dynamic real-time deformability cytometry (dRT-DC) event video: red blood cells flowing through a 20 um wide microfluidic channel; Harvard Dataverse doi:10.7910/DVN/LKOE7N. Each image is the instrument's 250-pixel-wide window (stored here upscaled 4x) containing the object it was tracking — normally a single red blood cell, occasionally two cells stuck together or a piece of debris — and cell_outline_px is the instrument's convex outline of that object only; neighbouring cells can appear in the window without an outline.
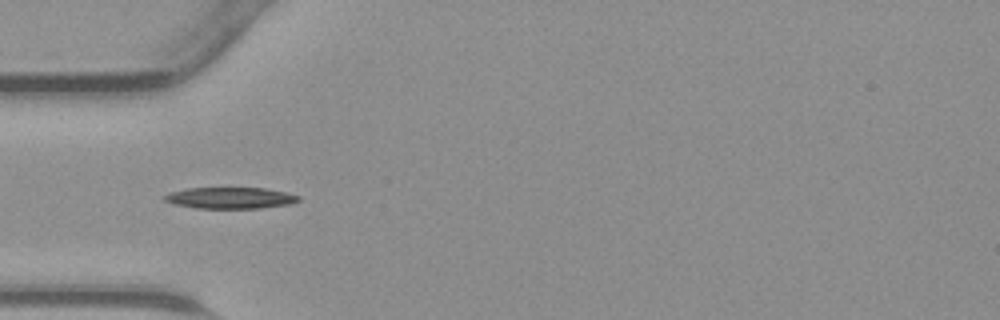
{"species": "common noctule bat (a hibernating species)", "species_latin": "Nyctalus noctula", "temperature_condition": "warm", "stored_images_in_passage": 33, "camera_frame_rate_fps": 3000, "um_per_image_px": 0.085, "animal": {"sex": "male", "body_mass_g": 23.1, "forearm_length_mm": 52.7}, "frame": {"image": 1, "passage_image": 2, "time_ms": 0.333, "image_size_px": [1000, 320], "cell_outline_px": [[300, 200], [292, 204], [260, 208], [196, 208], [176, 204], [164, 200], [164, 196], [168, 192], [188, 188], [264, 188], [284, 192], [300, 196]], "centroid_in_image_um": [19.59, 16.82], "position_along_channel_um": 65.4, "area_um2": 16.59}}
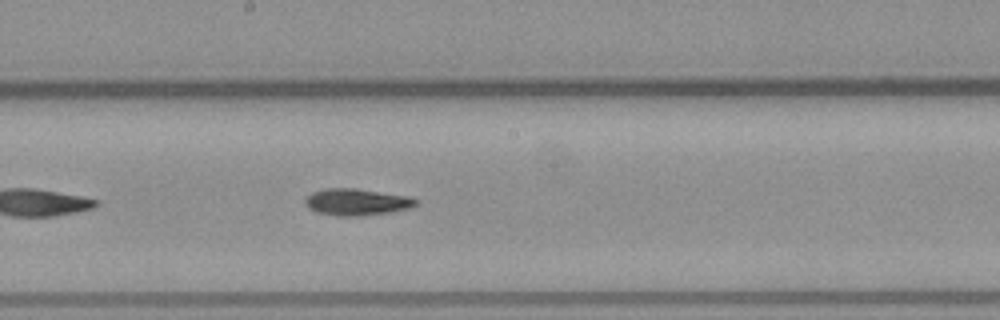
{"frame": {"image": 2, "passage_image": 12, "time_ms": 3.667, "image_size_px": [1000, 320], "cell_outline_px": [[420, 200], [412, 208], [392, 212], [356, 216], [340, 216], [316, 212], [308, 208], [304, 200], [312, 192], [324, 188], [352, 188], [408, 196]], "centroid_in_image_um": [30.33, 17.17], "position_along_channel_um": 217.9, "area_um2": 17.22}}
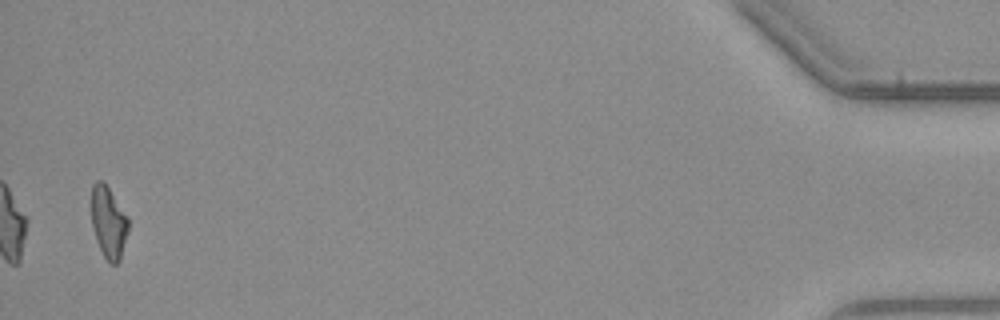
{"frame": {"image": 3, "passage_image": 32, "time_ms": 10.333, "image_size_px": [1000, 320], "cell_outline_px": [[128, 232], [120, 260], [116, 264], [108, 264], [96, 240], [92, 228], [92, 184], [96, 180], [100, 180], [108, 188], [128, 216]], "centroid_in_image_um": [9.23, 18.94], "position_along_channel_um": 426.0, "area_um2": 15.37}}